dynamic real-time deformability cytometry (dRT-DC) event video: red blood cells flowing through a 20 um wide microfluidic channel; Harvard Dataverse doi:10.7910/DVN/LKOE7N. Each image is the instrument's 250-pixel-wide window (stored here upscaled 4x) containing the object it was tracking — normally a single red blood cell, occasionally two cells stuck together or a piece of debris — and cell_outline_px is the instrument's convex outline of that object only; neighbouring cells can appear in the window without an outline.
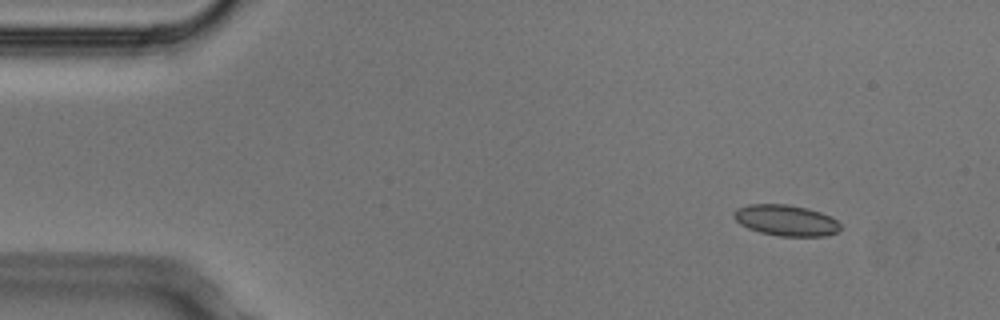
{"species": "Egyptian fruit bat (a non-hibernating species)", "species_latin": "Rousettus aegyptiacus", "temperature_condition": "cold", "stored_images_in_passage": 4, "camera_frame_rate_fps": 3000, "um_per_image_px": 0.085, "animal": {"sex": "male"}, "frame": {"image": 1, "passage_image": 1, "time_ms": 0.0, "image_size_px": [1000, 320], "cell_outline_px": [[840, 232], [824, 236], [780, 236], [760, 232], [748, 228], [740, 224], [732, 216], [732, 212], [736, 208], [748, 204], [788, 204], [808, 208], [832, 216], [840, 224]], "centroid_in_image_um": [66.8, 18.72], "position_along_channel_um": 18.2, "area_um2": 19.48}}
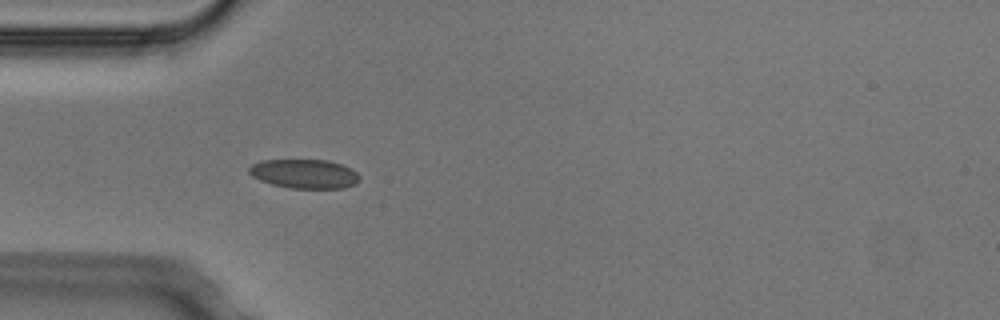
{"frame": {"image": 2, "passage_image": 4, "time_ms": 1.0, "image_size_px": [1000, 320], "cell_outline_px": [[360, 180], [356, 184], [344, 188], [288, 188], [272, 184], [260, 180], [252, 176], [248, 172], [248, 168], [252, 164], [260, 160], [328, 160], [352, 168], [360, 176]], "centroid_in_image_um": [25.88, 14.77], "position_along_channel_um": 59.1, "area_um2": 18.9}}